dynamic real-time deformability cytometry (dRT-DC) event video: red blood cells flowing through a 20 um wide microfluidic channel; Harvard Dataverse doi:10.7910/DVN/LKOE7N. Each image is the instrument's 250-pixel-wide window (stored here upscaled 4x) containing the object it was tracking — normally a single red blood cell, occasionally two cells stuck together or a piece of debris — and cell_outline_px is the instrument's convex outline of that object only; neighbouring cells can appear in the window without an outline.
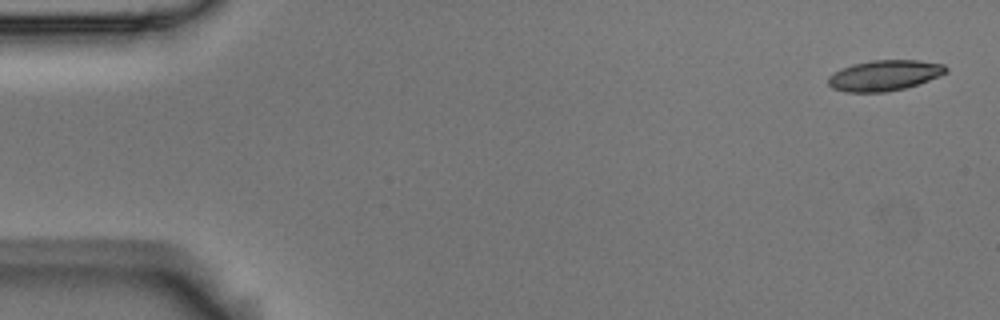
{"species": "Egyptian fruit bat (a non-hibernating species)", "species_latin": "Rousettus aegyptiacus", "temperature_condition": "room temperature", "stored_images_in_passage": 5, "camera_frame_rate_fps": 3000, "um_per_image_px": 0.085, "animal": {"sex": "male"}, "frame": {"image": 1, "passage_image": 1, "time_ms": 0.0, "image_size_px": [1000, 320], "cell_outline_px": [[948, 72], [940, 76], [904, 88], [884, 92], [844, 92], [832, 88], [828, 84], [828, 76], [832, 72], [840, 68], [852, 64], [872, 60], [916, 60], [944, 64], [948, 68]], "centroid_in_image_um": [75.14, 6.4], "position_along_channel_um": 9.9, "area_um2": 21.1}}
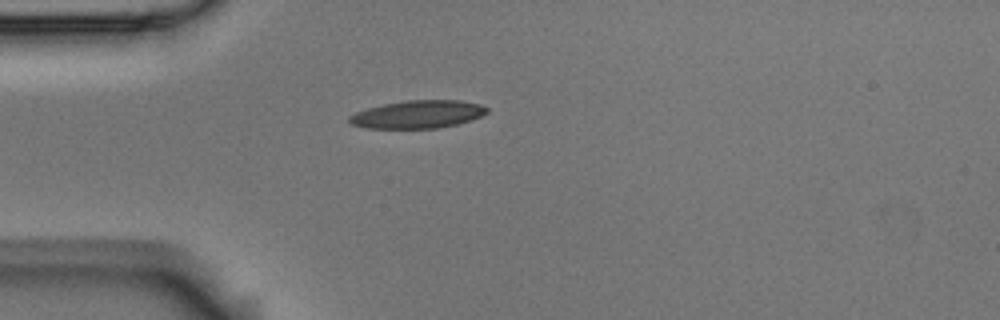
{"frame": {"image": 2, "passage_image": 5, "time_ms": 1.333, "image_size_px": [1000, 320], "cell_outline_px": [[488, 112], [480, 116], [456, 124], [436, 128], [368, 128], [352, 124], [348, 120], [348, 116], [356, 112], [368, 108], [384, 104], [408, 100], [460, 100], [480, 104], [488, 108]], "centroid_in_image_um": [35.5, 9.71], "position_along_channel_um": 49.5, "area_um2": 22.08}}